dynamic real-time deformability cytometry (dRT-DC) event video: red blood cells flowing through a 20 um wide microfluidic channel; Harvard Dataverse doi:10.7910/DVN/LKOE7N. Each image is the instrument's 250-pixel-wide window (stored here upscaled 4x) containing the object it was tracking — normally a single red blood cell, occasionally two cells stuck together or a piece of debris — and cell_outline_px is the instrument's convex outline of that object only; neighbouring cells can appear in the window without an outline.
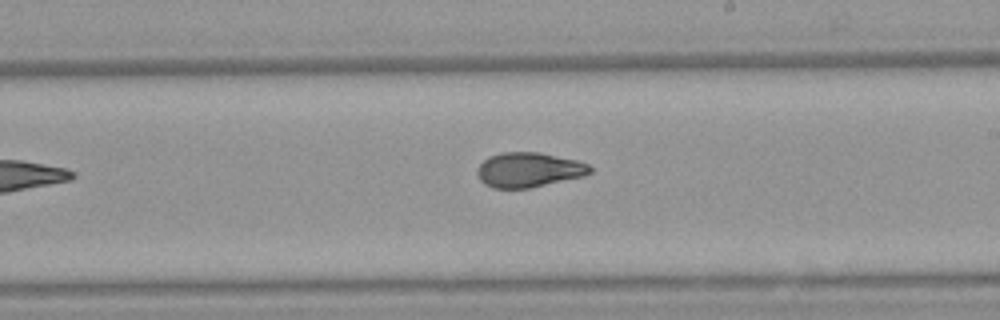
{"species": "Egyptian fruit bat (a non-hibernating species)", "species_latin": "Rousettus aegyptiacus", "temperature_condition": "warm", "stored_images_in_passage": 9, "camera_frame_rate_fps": 3000, "um_per_image_px": 0.085, "animal": {"sex": "female"}, "frame": {"image": 1, "passage_image": 8, "time_ms": 9.333, "image_size_px": [1000, 320], "cell_outline_px": [[592, 172], [584, 176], [528, 188], [492, 188], [484, 184], [480, 180], [476, 172], [480, 164], [488, 156], [500, 152], [540, 152], [576, 160], [588, 164], [592, 168]], "centroid_in_image_um": [44.93, 14.43], "position_along_channel_um": 244.1, "area_um2": 22.89}}
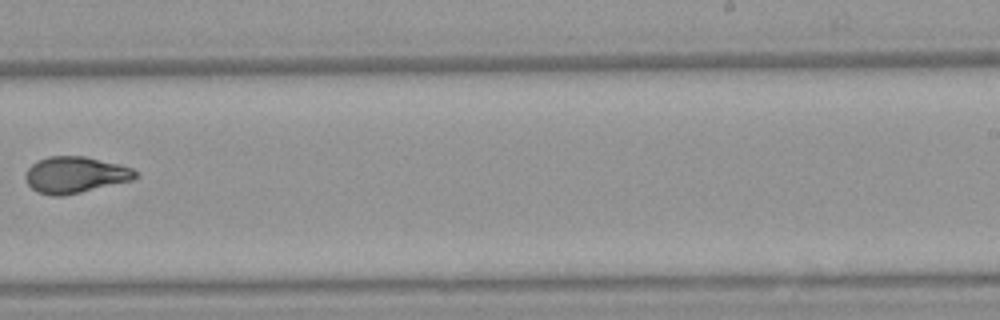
{"frame": {"image": 2, "passage_image": 9, "time_ms": 10.333, "image_size_px": [1000, 320], "cell_outline_px": [[140, 176], [132, 180], [80, 192], [60, 196], [52, 196], [36, 192], [24, 180], [24, 176], [28, 168], [32, 164], [48, 156], [84, 156], [120, 164], [132, 168], [140, 172]], "centroid_in_image_um": [6.4, 14.86], "position_along_channel_um": 282.6, "area_um2": 23.41}}